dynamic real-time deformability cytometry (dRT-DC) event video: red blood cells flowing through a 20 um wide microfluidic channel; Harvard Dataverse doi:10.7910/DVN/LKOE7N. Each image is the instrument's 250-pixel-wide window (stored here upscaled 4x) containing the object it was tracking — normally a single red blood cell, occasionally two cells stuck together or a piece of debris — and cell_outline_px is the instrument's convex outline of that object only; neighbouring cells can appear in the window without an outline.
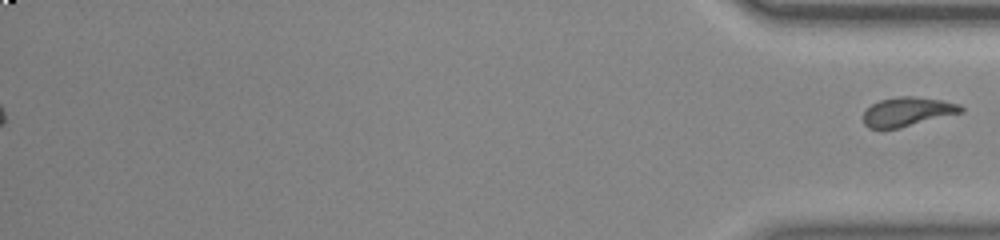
{"species": "common noctule bat (a hibernating species)", "species_latin": "Nyctalus noctula", "temperature_condition": "room temperature", "stored_images_in_passage": 55, "segment_of_instrument_passage": [2, 2], "camera_frame_rate_fps": 3000, "um_per_image_px": 0.085, "animal": {"sex": "male", "body_mass_g": 20.0, "forearm_length_mm": 53.3}, "frame": {"image": 1, "passage_image": 55, "time_ms": 18.0, "image_size_px": [1000, 240], "cell_outline_px": [[964, 112], [900, 128], [868, 128], [864, 124], [864, 112], [872, 104], [880, 100], [900, 96], [912, 96], [940, 100], [960, 104], [964, 108]], "centroid_in_image_um": [77.16, 9.5], "position_along_channel_um": 358.0, "area_um2": 16.47}}